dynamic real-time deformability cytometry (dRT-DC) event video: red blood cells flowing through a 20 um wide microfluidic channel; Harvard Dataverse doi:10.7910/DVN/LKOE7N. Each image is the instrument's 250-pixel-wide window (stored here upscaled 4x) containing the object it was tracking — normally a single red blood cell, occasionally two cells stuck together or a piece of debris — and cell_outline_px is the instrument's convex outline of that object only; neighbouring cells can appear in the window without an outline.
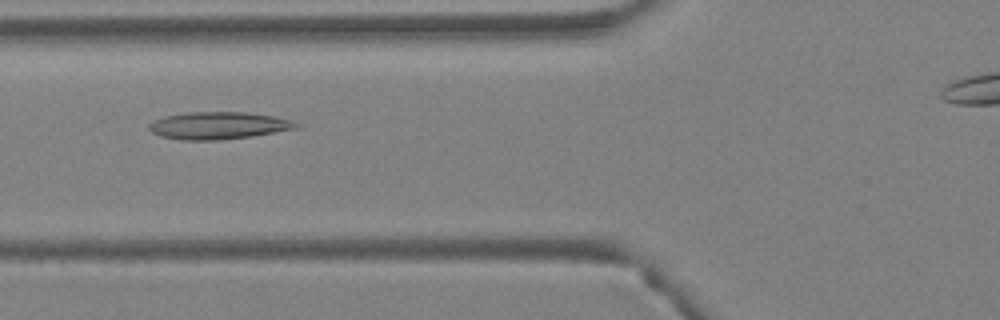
{"species": "Egyptian fruit bat (a non-hibernating species)", "species_latin": "Rousettus aegyptiacus", "temperature_condition": "warm", "stored_images_in_passage": 5, "camera_frame_rate_fps": 3000, "um_per_image_px": 0.085, "animal": {"sex": "female"}, "frame": {"image": 1, "passage_image": 5, "time_ms": 1.333, "image_size_px": [1000, 320], "cell_outline_px": [[300, 124], [296, 128], [252, 136], [216, 140], [180, 140], [160, 136], [152, 132], [148, 128], [148, 124], [152, 120], [164, 116], [188, 112], [244, 112], [276, 116], [292, 120]], "centroid_in_image_um": [18.53, 10.66], "position_along_channel_um": 107.3, "area_um2": 23.47}}